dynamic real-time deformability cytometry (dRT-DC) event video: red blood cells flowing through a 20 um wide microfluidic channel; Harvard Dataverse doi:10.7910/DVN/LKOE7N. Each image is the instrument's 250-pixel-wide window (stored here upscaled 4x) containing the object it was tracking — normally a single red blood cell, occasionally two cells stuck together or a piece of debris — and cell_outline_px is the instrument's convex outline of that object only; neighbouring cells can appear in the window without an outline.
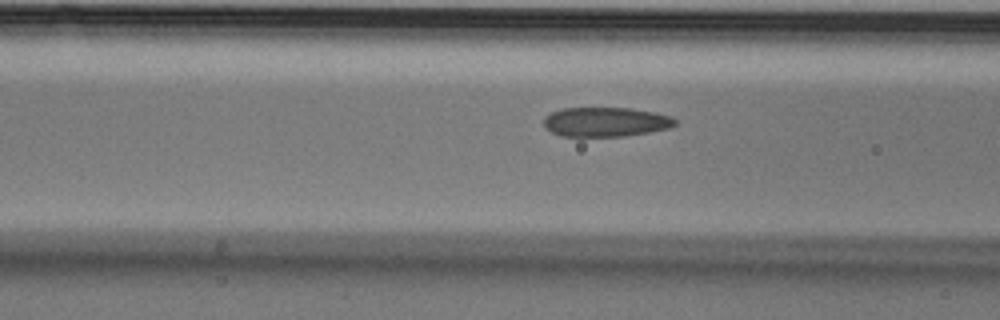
{"species": "Egyptian fruit bat (a non-hibernating species)", "species_latin": "Rousettus aegyptiacus", "temperature_condition": "cold", "stored_images_in_passage": 44, "camera_frame_rate_fps": 3000, "um_per_image_px": 0.085, "animal": {"sex": "male"}, "frame": {"image": 1, "passage_image": 17, "time_ms": 5.333, "image_size_px": [1000, 320], "cell_outline_px": [[676, 124], [668, 128], [648, 132], [624, 136], [560, 136], [544, 128], [544, 116], [560, 108], [632, 108], [656, 112], [672, 116], [676, 120]], "centroid_in_image_um": [51.46, 10.35], "position_along_channel_um": 115.1, "area_um2": 22.66}}
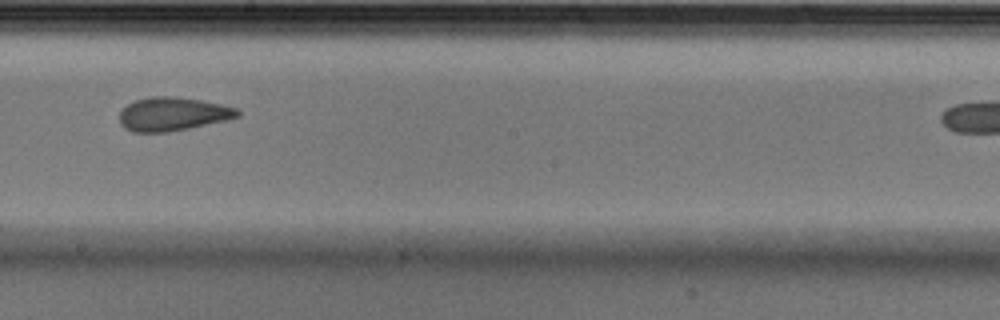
{"frame": {"image": 2, "passage_image": 27, "time_ms": 8.667, "image_size_px": [1000, 320], "cell_outline_px": [[240, 116], [228, 120], [168, 132], [132, 132], [124, 128], [120, 124], [120, 108], [136, 100], [148, 96], [172, 96], [200, 100], [220, 104], [236, 108], [240, 112]], "centroid_in_image_um": [14.65, 9.69], "position_along_channel_um": 233.5, "area_um2": 23.18}}
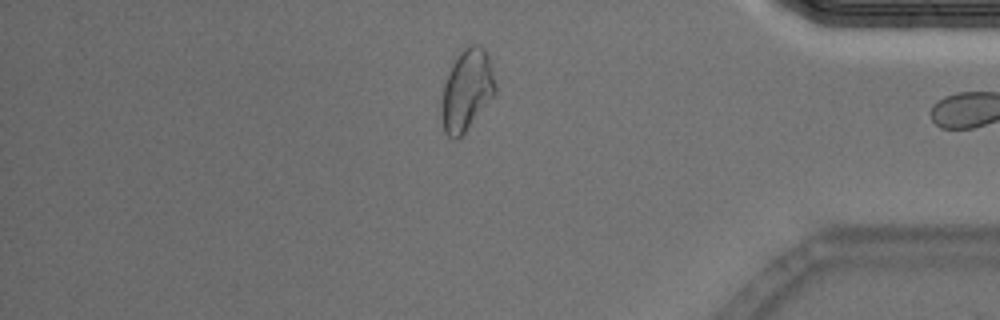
{"frame": {"image": 3, "passage_image": 43, "time_ms": 14.0, "image_size_px": [1000, 320], "cell_outline_px": [[496, 92], [464, 132], [456, 140], [452, 140], [444, 132], [440, 116], [440, 104], [444, 84], [448, 72], [452, 64], [460, 52], [468, 44], [480, 44], [484, 48], [488, 56], [496, 84]], "centroid_in_image_um": [39.64, 7.66], "position_along_channel_um": 395.6, "area_um2": 25.49}}